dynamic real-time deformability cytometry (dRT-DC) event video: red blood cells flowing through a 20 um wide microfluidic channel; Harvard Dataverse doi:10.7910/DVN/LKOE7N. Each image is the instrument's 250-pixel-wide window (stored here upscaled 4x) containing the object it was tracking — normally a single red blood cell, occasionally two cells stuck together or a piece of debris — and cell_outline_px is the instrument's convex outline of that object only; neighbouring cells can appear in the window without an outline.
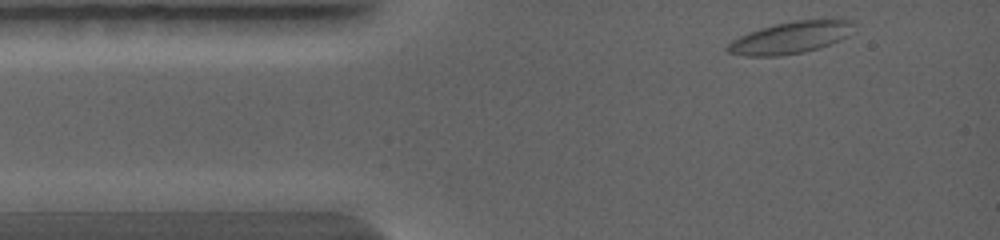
{"species": "common noctule bat (a hibernating species)", "species_latin": "Nyctalus noctula", "temperature_condition": "warm", "stored_images_in_passage": 27, "camera_frame_rate_fps": 5000, "um_per_image_px": 0.085, "animal": {"sex": "female", "body_mass_g": 19.0, "forearm_length_mm": 56.7}, "frame": {"image": 1, "passage_image": 1, "time_ms": 0.0, "image_size_px": [1000, 240], "cell_outline_px": [[856, 24], [848, 36], [840, 40], [804, 52], [780, 56], [744, 56], [728, 52], [724, 48], [732, 40], [748, 32], [760, 28], [776, 24], [796, 20], [832, 16], [836, 16], [852, 20]], "centroid_in_image_um": [67.28, 3.15], "position_along_channel_um": 17.7, "area_um2": 24.16}}
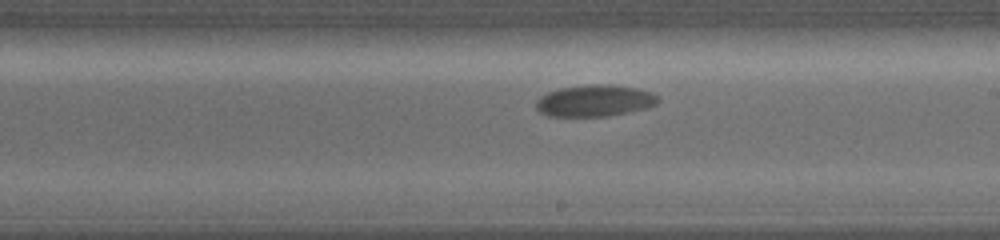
{"frame": {"image": 2, "passage_image": 15, "time_ms": 5.4, "image_size_px": [1000, 240], "cell_outline_px": [[660, 100], [656, 104], [648, 108], [608, 116], [548, 116], [540, 112], [536, 108], [536, 100], [540, 96], [548, 92], [560, 88], [596, 84], [608, 84], [636, 88], [652, 92]], "centroid_in_image_um": [50.55, 8.56], "position_along_channel_um": 238.4, "area_um2": 22.43}}
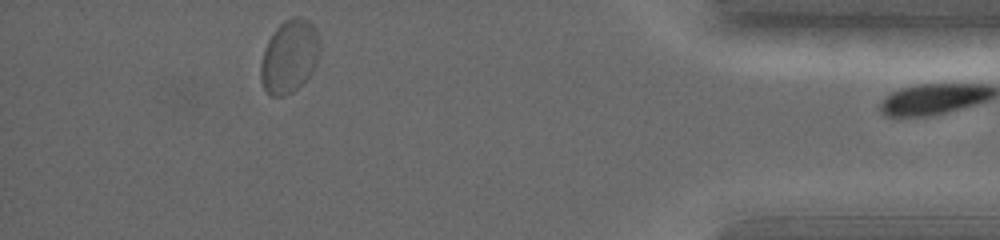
{"frame": {"image": 3, "passage_image": 26, "time_ms": 9.8, "image_size_px": [1000, 240], "cell_outline_px": [[320, 52], [316, 64], [312, 72], [292, 92], [284, 96], [272, 96], [264, 88], [260, 80], [260, 64], [264, 48], [268, 40], [276, 28], [284, 20], [292, 16], [300, 16], [308, 20], [312, 24], [316, 32], [320, 44]], "centroid_in_image_um": [24.59, 4.78], "position_along_channel_um": 410.6, "area_um2": 25.2}}